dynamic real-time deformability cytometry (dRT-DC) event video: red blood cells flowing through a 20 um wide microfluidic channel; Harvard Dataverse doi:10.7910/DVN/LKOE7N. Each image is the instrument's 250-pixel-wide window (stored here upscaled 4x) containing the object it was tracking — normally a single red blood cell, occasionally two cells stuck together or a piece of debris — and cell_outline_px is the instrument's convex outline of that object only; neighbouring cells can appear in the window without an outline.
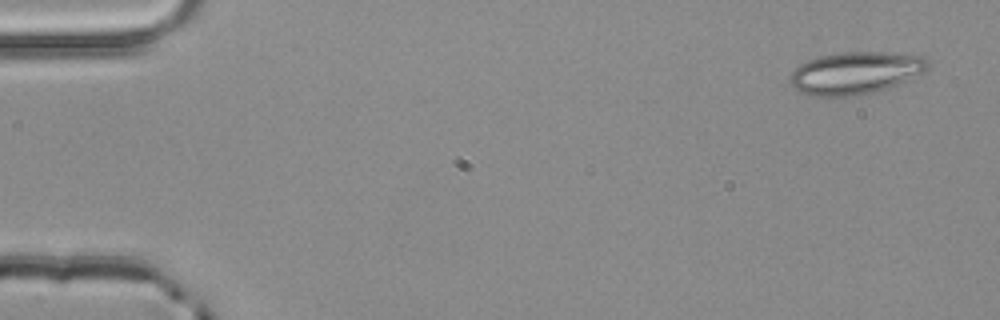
{"species": "common noctule bat (a hibernating species)", "species_latin": "Nyctalus noctula", "temperature_condition": "room temperature", "stored_images_in_passage": 4, "camera_frame_rate_fps": 3000, "um_per_image_px": 0.085, "animal": {"sex": "male", "body_mass_g": 20.4}, "frame": {"image": 1, "passage_image": 1, "time_ms": 0.0, "image_size_px": [1000, 320], "cell_outline_px": [[928, 68], [924, 72], [896, 84], [872, 92], [856, 96], [812, 96], [800, 92], [792, 88], [788, 84], [788, 76], [800, 64], [808, 60], [820, 56], [840, 52], [884, 52], [924, 56], [928, 64]], "centroid_in_image_um": [72.63, 6.2], "position_along_channel_um": 12.4, "area_um2": 33.93}}